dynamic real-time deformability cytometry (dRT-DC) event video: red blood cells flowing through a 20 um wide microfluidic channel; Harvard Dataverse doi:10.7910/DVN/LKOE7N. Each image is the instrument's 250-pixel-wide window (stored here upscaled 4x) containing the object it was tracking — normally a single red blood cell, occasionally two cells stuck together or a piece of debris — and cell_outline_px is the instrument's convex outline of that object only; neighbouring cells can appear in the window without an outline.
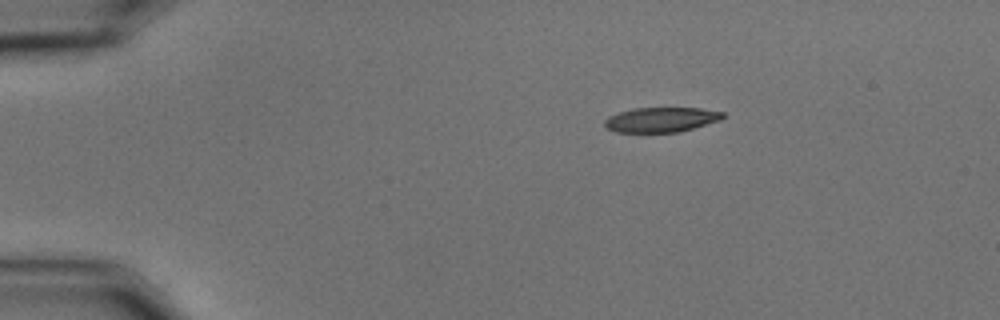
{"species": "common noctule bat (a hibernating species)", "species_latin": "Nyctalus noctula", "temperature_condition": "cold", "stored_images_in_passage": 7, "camera_frame_rate_fps": 3000, "um_per_image_px": 0.085, "animal": {"sex": "male", "body_mass_g": 15.6}, "frame": {"image": 1, "passage_image": 1, "time_ms": 0.0, "image_size_px": [1000, 320], "cell_outline_px": [[724, 116], [720, 120], [680, 132], [616, 132], [608, 128], [604, 124], [604, 120], [608, 116], [632, 108], [700, 108], [724, 112]], "centroid_in_image_um": [56.19, 10.17], "position_along_channel_um": 28.8, "area_um2": 17.05}}